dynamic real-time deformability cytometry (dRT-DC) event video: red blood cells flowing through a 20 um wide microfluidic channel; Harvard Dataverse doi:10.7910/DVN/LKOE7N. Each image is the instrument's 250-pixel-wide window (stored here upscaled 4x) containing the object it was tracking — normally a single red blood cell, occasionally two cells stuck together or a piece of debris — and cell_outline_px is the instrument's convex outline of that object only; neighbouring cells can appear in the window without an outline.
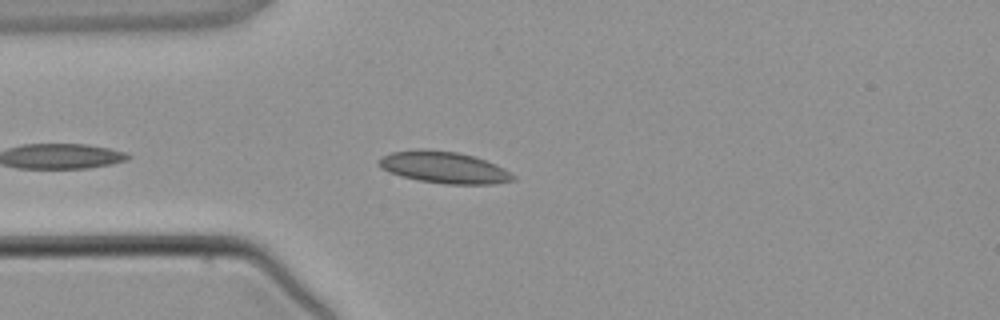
{"species": "common noctule bat (a hibernating species)", "species_latin": "Nyctalus noctula", "temperature_condition": "warm", "stored_images_in_passage": 2, "camera_frame_rate_fps": 3000, "um_per_image_px": 0.085, "animal": {"sex": "male", "body_mass_g": 21.5, "forearm_length_mm": 52.0}, "frame": {"image": 1, "passage_image": 2, "time_ms": 1.333, "image_size_px": [1000, 320], "cell_outline_px": [[516, 180], [492, 184], [444, 184], [420, 180], [400, 176], [388, 172], [380, 168], [376, 164], [380, 156], [392, 152], [416, 148], [424, 148], [456, 152], [472, 156], [496, 164], [504, 168], [516, 176]], "centroid_in_image_um": [37.69, 14.22], "position_along_channel_um": 47.3, "area_um2": 25.09}}